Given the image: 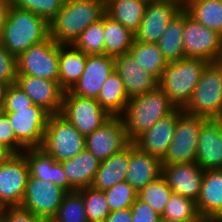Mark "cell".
<instances>
[{
  "label": "cell",
  "mask_w": 222,
  "mask_h": 222,
  "mask_svg": "<svg viewBox=\"0 0 222 222\" xmlns=\"http://www.w3.org/2000/svg\"><path fill=\"white\" fill-rule=\"evenodd\" d=\"M105 14V0H64L62 8L49 21V35L58 44L72 45Z\"/></svg>",
  "instance_id": "cell-1"
},
{
  "label": "cell",
  "mask_w": 222,
  "mask_h": 222,
  "mask_svg": "<svg viewBox=\"0 0 222 222\" xmlns=\"http://www.w3.org/2000/svg\"><path fill=\"white\" fill-rule=\"evenodd\" d=\"M49 37V22L46 19L11 5L0 41L10 54L18 57Z\"/></svg>",
  "instance_id": "cell-2"
},
{
  "label": "cell",
  "mask_w": 222,
  "mask_h": 222,
  "mask_svg": "<svg viewBox=\"0 0 222 222\" xmlns=\"http://www.w3.org/2000/svg\"><path fill=\"white\" fill-rule=\"evenodd\" d=\"M176 108L159 87L130 98L124 112L120 115L128 139L133 142L144 131L150 129L161 118L171 114Z\"/></svg>",
  "instance_id": "cell-3"
},
{
  "label": "cell",
  "mask_w": 222,
  "mask_h": 222,
  "mask_svg": "<svg viewBox=\"0 0 222 222\" xmlns=\"http://www.w3.org/2000/svg\"><path fill=\"white\" fill-rule=\"evenodd\" d=\"M208 63L197 58H182L169 62L159 79L158 87L177 108H183L191 98Z\"/></svg>",
  "instance_id": "cell-4"
},
{
  "label": "cell",
  "mask_w": 222,
  "mask_h": 222,
  "mask_svg": "<svg viewBox=\"0 0 222 222\" xmlns=\"http://www.w3.org/2000/svg\"><path fill=\"white\" fill-rule=\"evenodd\" d=\"M182 110L206 119L222 118V73L214 62L203 69L191 98Z\"/></svg>",
  "instance_id": "cell-5"
},
{
  "label": "cell",
  "mask_w": 222,
  "mask_h": 222,
  "mask_svg": "<svg viewBox=\"0 0 222 222\" xmlns=\"http://www.w3.org/2000/svg\"><path fill=\"white\" fill-rule=\"evenodd\" d=\"M40 148L57 162H62L83 151L85 136L60 113L50 114Z\"/></svg>",
  "instance_id": "cell-6"
},
{
  "label": "cell",
  "mask_w": 222,
  "mask_h": 222,
  "mask_svg": "<svg viewBox=\"0 0 222 222\" xmlns=\"http://www.w3.org/2000/svg\"><path fill=\"white\" fill-rule=\"evenodd\" d=\"M60 44L49 37L17 57V75H29L59 82Z\"/></svg>",
  "instance_id": "cell-7"
},
{
  "label": "cell",
  "mask_w": 222,
  "mask_h": 222,
  "mask_svg": "<svg viewBox=\"0 0 222 222\" xmlns=\"http://www.w3.org/2000/svg\"><path fill=\"white\" fill-rule=\"evenodd\" d=\"M204 117L182 112L177 119L174 136L164 157L162 165L195 162L198 135Z\"/></svg>",
  "instance_id": "cell-8"
},
{
  "label": "cell",
  "mask_w": 222,
  "mask_h": 222,
  "mask_svg": "<svg viewBox=\"0 0 222 222\" xmlns=\"http://www.w3.org/2000/svg\"><path fill=\"white\" fill-rule=\"evenodd\" d=\"M60 114L84 136L100 128L112 117L96 98L80 97L70 90L63 94Z\"/></svg>",
  "instance_id": "cell-9"
},
{
  "label": "cell",
  "mask_w": 222,
  "mask_h": 222,
  "mask_svg": "<svg viewBox=\"0 0 222 222\" xmlns=\"http://www.w3.org/2000/svg\"><path fill=\"white\" fill-rule=\"evenodd\" d=\"M183 46L186 58L212 63L222 53V35L196 22L185 11Z\"/></svg>",
  "instance_id": "cell-10"
},
{
  "label": "cell",
  "mask_w": 222,
  "mask_h": 222,
  "mask_svg": "<svg viewBox=\"0 0 222 222\" xmlns=\"http://www.w3.org/2000/svg\"><path fill=\"white\" fill-rule=\"evenodd\" d=\"M14 130L16 139L25 148H40L50 113L43 107L32 105L16 109V112L4 113Z\"/></svg>",
  "instance_id": "cell-11"
},
{
  "label": "cell",
  "mask_w": 222,
  "mask_h": 222,
  "mask_svg": "<svg viewBox=\"0 0 222 222\" xmlns=\"http://www.w3.org/2000/svg\"><path fill=\"white\" fill-rule=\"evenodd\" d=\"M66 193L52 182L29 177L21 206L50 222L56 215Z\"/></svg>",
  "instance_id": "cell-12"
},
{
  "label": "cell",
  "mask_w": 222,
  "mask_h": 222,
  "mask_svg": "<svg viewBox=\"0 0 222 222\" xmlns=\"http://www.w3.org/2000/svg\"><path fill=\"white\" fill-rule=\"evenodd\" d=\"M130 143L120 116H112L100 128L85 136V148L100 162L121 151Z\"/></svg>",
  "instance_id": "cell-13"
},
{
  "label": "cell",
  "mask_w": 222,
  "mask_h": 222,
  "mask_svg": "<svg viewBox=\"0 0 222 222\" xmlns=\"http://www.w3.org/2000/svg\"><path fill=\"white\" fill-rule=\"evenodd\" d=\"M29 178V167L23 154H13L0 165V208L20 206Z\"/></svg>",
  "instance_id": "cell-14"
},
{
  "label": "cell",
  "mask_w": 222,
  "mask_h": 222,
  "mask_svg": "<svg viewBox=\"0 0 222 222\" xmlns=\"http://www.w3.org/2000/svg\"><path fill=\"white\" fill-rule=\"evenodd\" d=\"M183 8V0L147 2L139 29L134 40L144 43H157L169 22Z\"/></svg>",
  "instance_id": "cell-15"
},
{
  "label": "cell",
  "mask_w": 222,
  "mask_h": 222,
  "mask_svg": "<svg viewBox=\"0 0 222 222\" xmlns=\"http://www.w3.org/2000/svg\"><path fill=\"white\" fill-rule=\"evenodd\" d=\"M114 70L113 56L106 54L87 55L84 72L70 91L80 97L97 98L106 78Z\"/></svg>",
  "instance_id": "cell-16"
},
{
  "label": "cell",
  "mask_w": 222,
  "mask_h": 222,
  "mask_svg": "<svg viewBox=\"0 0 222 222\" xmlns=\"http://www.w3.org/2000/svg\"><path fill=\"white\" fill-rule=\"evenodd\" d=\"M16 84L34 105L43 107L50 114L60 113L65 91L59 82L35 76L17 75Z\"/></svg>",
  "instance_id": "cell-17"
},
{
  "label": "cell",
  "mask_w": 222,
  "mask_h": 222,
  "mask_svg": "<svg viewBox=\"0 0 222 222\" xmlns=\"http://www.w3.org/2000/svg\"><path fill=\"white\" fill-rule=\"evenodd\" d=\"M195 162L203 169H222V118L206 119L199 131Z\"/></svg>",
  "instance_id": "cell-18"
},
{
  "label": "cell",
  "mask_w": 222,
  "mask_h": 222,
  "mask_svg": "<svg viewBox=\"0 0 222 222\" xmlns=\"http://www.w3.org/2000/svg\"><path fill=\"white\" fill-rule=\"evenodd\" d=\"M204 170L196 162L162 165V177L173 193L197 201Z\"/></svg>",
  "instance_id": "cell-19"
},
{
  "label": "cell",
  "mask_w": 222,
  "mask_h": 222,
  "mask_svg": "<svg viewBox=\"0 0 222 222\" xmlns=\"http://www.w3.org/2000/svg\"><path fill=\"white\" fill-rule=\"evenodd\" d=\"M182 112V108H176L171 114L161 118L133 141L135 146L141 151L162 159L174 136L178 116Z\"/></svg>",
  "instance_id": "cell-20"
},
{
  "label": "cell",
  "mask_w": 222,
  "mask_h": 222,
  "mask_svg": "<svg viewBox=\"0 0 222 222\" xmlns=\"http://www.w3.org/2000/svg\"><path fill=\"white\" fill-rule=\"evenodd\" d=\"M114 65L115 71L125 85L129 99L158 87L159 80L141 68L129 53L115 56Z\"/></svg>",
  "instance_id": "cell-21"
},
{
  "label": "cell",
  "mask_w": 222,
  "mask_h": 222,
  "mask_svg": "<svg viewBox=\"0 0 222 222\" xmlns=\"http://www.w3.org/2000/svg\"><path fill=\"white\" fill-rule=\"evenodd\" d=\"M162 176L161 159L141 151L131 142V152L125 181L136 191Z\"/></svg>",
  "instance_id": "cell-22"
},
{
  "label": "cell",
  "mask_w": 222,
  "mask_h": 222,
  "mask_svg": "<svg viewBox=\"0 0 222 222\" xmlns=\"http://www.w3.org/2000/svg\"><path fill=\"white\" fill-rule=\"evenodd\" d=\"M196 208L206 222L222 218V169L204 170Z\"/></svg>",
  "instance_id": "cell-23"
},
{
  "label": "cell",
  "mask_w": 222,
  "mask_h": 222,
  "mask_svg": "<svg viewBox=\"0 0 222 222\" xmlns=\"http://www.w3.org/2000/svg\"><path fill=\"white\" fill-rule=\"evenodd\" d=\"M22 154L27 160L29 177L43 179L70 192V183L63 171L62 164L41 148H26Z\"/></svg>",
  "instance_id": "cell-24"
},
{
  "label": "cell",
  "mask_w": 222,
  "mask_h": 222,
  "mask_svg": "<svg viewBox=\"0 0 222 222\" xmlns=\"http://www.w3.org/2000/svg\"><path fill=\"white\" fill-rule=\"evenodd\" d=\"M70 183V192L90 187L100 161L86 148L72 159L60 162Z\"/></svg>",
  "instance_id": "cell-25"
},
{
  "label": "cell",
  "mask_w": 222,
  "mask_h": 222,
  "mask_svg": "<svg viewBox=\"0 0 222 222\" xmlns=\"http://www.w3.org/2000/svg\"><path fill=\"white\" fill-rule=\"evenodd\" d=\"M131 143L121 151L100 163L91 187L105 191L115 184L125 181L129 164Z\"/></svg>",
  "instance_id": "cell-26"
},
{
  "label": "cell",
  "mask_w": 222,
  "mask_h": 222,
  "mask_svg": "<svg viewBox=\"0 0 222 222\" xmlns=\"http://www.w3.org/2000/svg\"><path fill=\"white\" fill-rule=\"evenodd\" d=\"M146 6L144 0H105V13L134 34L140 27Z\"/></svg>",
  "instance_id": "cell-27"
},
{
  "label": "cell",
  "mask_w": 222,
  "mask_h": 222,
  "mask_svg": "<svg viewBox=\"0 0 222 222\" xmlns=\"http://www.w3.org/2000/svg\"><path fill=\"white\" fill-rule=\"evenodd\" d=\"M87 55L73 45L60 44L59 84L64 91L71 90L84 72Z\"/></svg>",
  "instance_id": "cell-28"
},
{
  "label": "cell",
  "mask_w": 222,
  "mask_h": 222,
  "mask_svg": "<svg viewBox=\"0 0 222 222\" xmlns=\"http://www.w3.org/2000/svg\"><path fill=\"white\" fill-rule=\"evenodd\" d=\"M185 24V10L182 8L169 22L165 32L157 42L165 60L175 62L185 57L183 33Z\"/></svg>",
  "instance_id": "cell-29"
},
{
  "label": "cell",
  "mask_w": 222,
  "mask_h": 222,
  "mask_svg": "<svg viewBox=\"0 0 222 222\" xmlns=\"http://www.w3.org/2000/svg\"><path fill=\"white\" fill-rule=\"evenodd\" d=\"M183 9L193 20L222 35L221 0H183Z\"/></svg>",
  "instance_id": "cell-30"
},
{
  "label": "cell",
  "mask_w": 222,
  "mask_h": 222,
  "mask_svg": "<svg viewBox=\"0 0 222 222\" xmlns=\"http://www.w3.org/2000/svg\"><path fill=\"white\" fill-rule=\"evenodd\" d=\"M96 100L111 116H120L124 112L129 97L115 70L106 78Z\"/></svg>",
  "instance_id": "cell-31"
},
{
  "label": "cell",
  "mask_w": 222,
  "mask_h": 222,
  "mask_svg": "<svg viewBox=\"0 0 222 222\" xmlns=\"http://www.w3.org/2000/svg\"><path fill=\"white\" fill-rule=\"evenodd\" d=\"M104 33V54L115 57L128 53L134 41V34L106 14L104 15Z\"/></svg>",
  "instance_id": "cell-32"
},
{
  "label": "cell",
  "mask_w": 222,
  "mask_h": 222,
  "mask_svg": "<svg viewBox=\"0 0 222 222\" xmlns=\"http://www.w3.org/2000/svg\"><path fill=\"white\" fill-rule=\"evenodd\" d=\"M128 53L141 68L150 72L158 80L161 78L168 62L163 57L157 43H144L134 40Z\"/></svg>",
  "instance_id": "cell-33"
},
{
  "label": "cell",
  "mask_w": 222,
  "mask_h": 222,
  "mask_svg": "<svg viewBox=\"0 0 222 222\" xmlns=\"http://www.w3.org/2000/svg\"><path fill=\"white\" fill-rule=\"evenodd\" d=\"M104 16L85 29L72 44L86 55L104 54Z\"/></svg>",
  "instance_id": "cell-34"
},
{
  "label": "cell",
  "mask_w": 222,
  "mask_h": 222,
  "mask_svg": "<svg viewBox=\"0 0 222 222\" xmlns=\"http://www.w3.org/2000/svg\"><path fill=\"white\" fill-rule=\"evenodd\" d=\"M50 222H88L82 195L77 190L67 192Z\"/></svg>",
  "instance_id": "cell-35"
},
{
  "label": "cell",
  "mask_w": 222,
  "mask_h": 222,
  "mask_svg": "<svg viewBox=\"0 0 222 222\" xmlns=\"http://www.w3.org/2000/svg\"><path fill=\"white\" fill-rule=\"evenodd\" d=\"M172 193L166 180L160 176L139 190L137 198L149 204L161 216Z\"/></svg>",
  "instance_id": "cell-36"
},
{
  "label": "cell",
  "mask_w": 222,
  "mask_h": 222,
  "mask_svg": "<svg viewBox=\"0 0 222 222\" xmlns=\"http://www.w3.org/2000/svg\"><path fill=\"white\" fill-rule=\"evenodd\" d=\"M77 191L82 195L88 222H104L111 213L104 191L91 186Z\"/></svg>",
  "instance_id": "cell-37"
},
{
  "label": "cell",
  "mask_w": 222,
  "mask_h": 222,
  "mask_svg": "<svg viewBox=\"0 0 222 222\" xmlns=\"http://www.w3.org/2000/svg\"><path fill=\"white\" fill-rule=\"evenodd\" d=\"M161 217L170 220L203 219L197 212L196 202L177 193L171 194Z\"/></svg>",
  "instance_id": "cell-38"
},
{
  "label": "cell",
  "mask_w": 222,
  "mask_h": 222,
  "mask_svg": "<svg viewBox=\"0 0 222 222\" xmlns=\"http://www.w3.org/2000/svg\"><path fill=\"white\" fill-rule=\"evenodd\" d=\"M107 204L111 212L131 208L137 199L136 191L128 182L123 181L115 184L104 191Z\"/></svg>",
  "instance_id": "cell-39"
},
{
  "label": "cell",
  "mask_w": 222,
  "mask_h": 222,
  "mask_svg": "<svg viewBox=\"0 0 222 222\" xmlns=\"http://www.w3.org/2000/svg\"><path fill=\"white\" fill-rule=\"evenodd\" d=\"M64 0H11V5L30 11L48 22L62 8Z\"/></svg>",
  "instance_id": "cell-40"
},
{
  "label": "cell",
  "mask_w": 222,
  "mask_h": 222,
  "mask_svg": "<svg viewBox=\"0 0 222 222\" xmlns=\"http://www.w3.org/2000/svg\"><path fill=\"white\" fill-rule=\"evenodd\" d=\"M32 105V100L16 83L9 85L2 106L3 113L16 112V109L28 108Z\"/></svg>",
  "instance_id": "cell-41"
},
{
  "label": "cell",
  "mask_w": 222,
  "mask_h": 222,
  "mask_svg": "<svg viewBox=\"0 0 222 222\" xmlns=\"http://www.w3.org/2000/svg\"><path fill=\"white\" fill-rule=\"evenodd\" d=\"M17 57L10 54L0 42V81L9 85L16 83Z\"/></svg>",
  "instance_id": "cell-42"
},
{
  "label": "cell",
  "mask_w": 222,
  "mask_h": 222,
  "mask_svg": "<svg viewBox=\"0 0 222 222\" xmlns=\"http://www.w3.org/2000/svg\"><path fill=\"white\" fill-rule=\"evenodd\" d=\"M0 218L2 222H48L21 205L0 208Z\"/></svg>",
  "instance_id": "cell-43"
},
{
  "label": "cell",
  "mask_w": 222,
  "mask_h": 222,
  "mask_svg": "<svg viewBox=\"0 0 222 222\" xmlns=\"http://www.w3.org/2000/svg\"><path fill=\"white\" fill-rule=\"evenodd\" d=\"M0 144L8 148L13 154H22L26 149L17 139L8 117L3 113L0 116Z\"/></svg>",
  "instance_id": "cell-44"
},
{
  "label": "cell",
  "mask_w": 222,
  "mask_h": 222,
  "mask_svg": "<svg viewBox=\"0 0 222 222\" xmlns=\"http://www.w3.org/2000/svg\"><path fill=\"white\" fill-rule=\"evenodd\" d=\"M132 222H159L161 216L147 203L135 200L130 208Z\"/></svg>",
  "instance_id": "cell-45"
},
{
  "label": "cell",
  "mask_w": 222,
  "mask_h": 222,
  "mask_svg": "<svg viewBox=\"0 0 222 222\" xmlns=\"http://www.w3.org/2000/svg\"><path fill=\"white\" fill-rule=\"evenodd\" d=\"M104 222H132V213L130 208L111 212Z\"/></svg>",
  "instance_id": "cell-46"
},
{
  "label": "cell",
  "mask_w": 222,
  "mask_h": 222,
  "mask_svg": "<svg viewBox=\"0 0 222 222\" xmlns=\"http://www.w3.org/2000/svg\"><path fill=\"white\" fill-rule=\"evenodd\" d=\"M10 7L11 0H0V41L2 37L3 26L8 16Z\"/></svg>",
  "instance_id": "cell-47"
},
{
  "label": "cell",
  "mask_w": 222,
  "mask_h": 222,
  "mask_svg": "<svg viewBox=\"0 0 222 222\" xmlns=\"http://www.w3.org/2000/svg\"><path fill=\"white\" fill-rule=\"evenodd\" d=\"M12 155L13 153L8 148L0 144V165L5 163Z\"/></svg>",
  "instance_id": "cell-48"
},
{
  "label": "cell",
  "mask_w": 222,
  "mask_h": 222,
  "mask_svg": "<svg viewBox=\"0 0 222 222\" xmlns=\"http://www.w3.org/2000/svg\"><path fill=\"white\" fill-rule=\"evenodd\" d=\"M9 84L0 81V106H3Z\"/></svg>",
  "instance_id": "cell-49"
},
{
  "label": "cell",
  "mask_w": 222,
  "mask_h": 222,
  "mask_svg": "<svg viewBox=\"0 0 222 222\" xmlns=\"http://www.w3.org/2000/svg\"><path fill=\"white\" fill-rule=\"evenodd\" d=\"M159 222H206V221L204 219L170 220L161 217Z\"/></svg>",
  "instance_id": "cell-50"
},
{
  "label": "cell",
  "mask_w": 222,
  "mask_h": 222,
  "mask_svg": "<svg viewBox=\"0 0 222 222\" xmlns=\"http://www.w3.org/2000/svg\"><path fill=\"white\" fill-rule=\"evenodd\" d=\"M214 63L219 67V69L222 73V53L216 58Z\"/></svg>",
  "instance_id": "cell-51"
},
{
  "label": "cell",
  "mask_w": 222,
  "mask_h": 222,
  "mask_svg": "<svg viewBox=\"0 0 222 222\" xmlns=\"http://www.w3.org/2000/svg\"><path fill=\"white\" fill-rule=\"evenodd\" d=\"M146 2H156V1H169V0H144Z\"/></svg>",
  "instance_id": "cell-52"
},
{
  "label": "cell",
  "mask_w": 222,
  "mask_h": 222,
  "mask_svg": "<svg viewBox=\"0 0 222 222\" xmlns=\"http://www.w3.org/2000/svg\"><path fill=\"white\" fill-rule=\"evenodd\" d=\"M210 222H222V218H218V219L212 220Z\"/></svg>",
  "instance_id": "cell-53"
},
{
  "label": "cell",
  "mask_w": 222,
  "mask_h": 222,
  "mask_svg": "<svg viewBox=\"0 0 222 222\" xmlns=\"http://www.w3.org/2000/svg\"><path fill=\"white\" fill-rule=\"evenodd\" d=\"M3 114V108L0 106V116Z\"/></svg>",
  "instance_id": "cell-54"
}]
</instances>
